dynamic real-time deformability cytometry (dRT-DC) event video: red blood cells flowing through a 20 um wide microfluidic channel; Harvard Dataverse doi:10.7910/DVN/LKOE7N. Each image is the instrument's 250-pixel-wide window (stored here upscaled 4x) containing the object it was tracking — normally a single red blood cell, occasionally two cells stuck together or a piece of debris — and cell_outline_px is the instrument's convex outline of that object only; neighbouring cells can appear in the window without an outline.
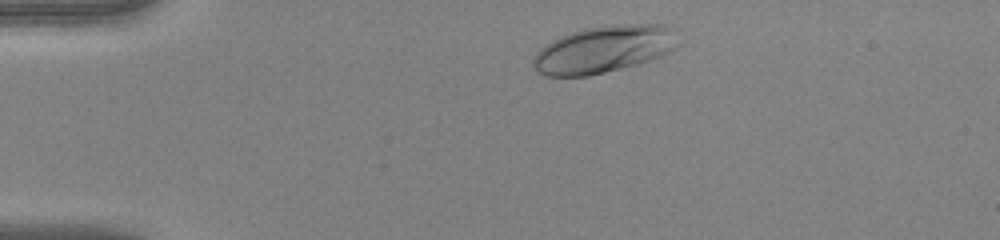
{"species": "human", "species_latin": "Homo sapiens", "temperature_condition": "warm", "stored_images_in_passage": 36, "camera_frame_rate_fps": 3000, "um_per_image_px": 0.085, "donor": {"sex": "female"}, "frame": {"image": 1, "passage_image": 3, "time_ms": 0.667, "image_size_px": [1000, 240], "cell_outline_px": [[680, 44], [676, 48], [660, 56], [636, 64], [588, 76], [544, 76], [536, 72], [532, 68], [532, 60], [536, 52], [544, 44], [560, 36], [584, 28], [604, 24], [672, 24], [676, 28]], "centroid_in_image_um": [51.34, 4.16], "position_along_channel_um": 33.7, "area_um2": 40.58}}
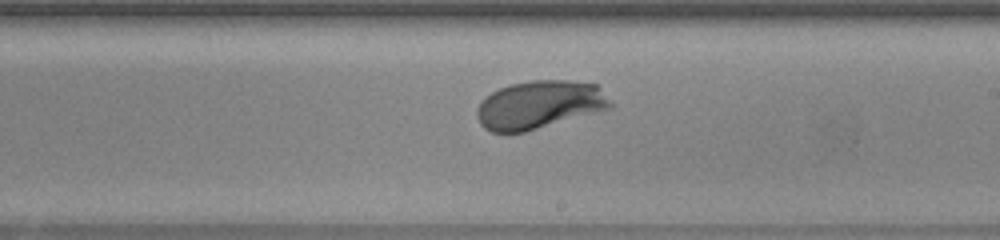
{"frame": {"image": 2, "passage_image": 22, "time_ms": 7.0, "image_size_px": [1000, 240], "cell_outline_px": [[616, 104], [612, 108], [524, 132], [492, 132], [484, 128], [480, 124], [476, 116], [476, 108], [480, 100], [492, 92], [500, 88], [512, 84], [532, 80], [568, 80], [596, 84]], "centroid_in_image_um": [45.86, 8.9], "position_along_channel_um": 243.1, "area_um2": 37.69}}
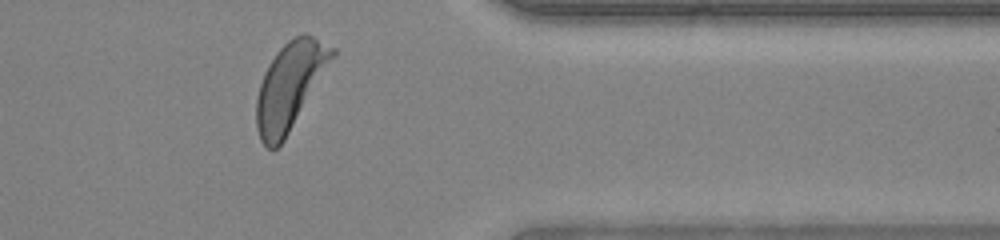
{"frame": {"image": 3, "passage_image": 33, "time_ms": 10.667, "image_size_px": [1000, 240], "cell_outline_px": [[336, 56], [284, 140], [276, 148], [268, 148], [260, 140], [256, 128], [256, 100], [260, 84], [264, 72], [268, 64], [276, 52], [288, 40], [296, 36], [312, 36], [336, 48]], "centroid_in_image_um": [24.64, 7.3], "position_along_channel_um": 386.8, "area_um2": 38.03}, "authors_computed_cell_mechanics": {"area_um2": 36.5296, "velocity_mm_per_s": 4.2175, "shape_relaxation_time_tau1_ms": 1.7737, "shape_relaxation_time_tau2_ms": null, "deformation_change_tau1": 0.157, "deformation_change_tau2": null}}